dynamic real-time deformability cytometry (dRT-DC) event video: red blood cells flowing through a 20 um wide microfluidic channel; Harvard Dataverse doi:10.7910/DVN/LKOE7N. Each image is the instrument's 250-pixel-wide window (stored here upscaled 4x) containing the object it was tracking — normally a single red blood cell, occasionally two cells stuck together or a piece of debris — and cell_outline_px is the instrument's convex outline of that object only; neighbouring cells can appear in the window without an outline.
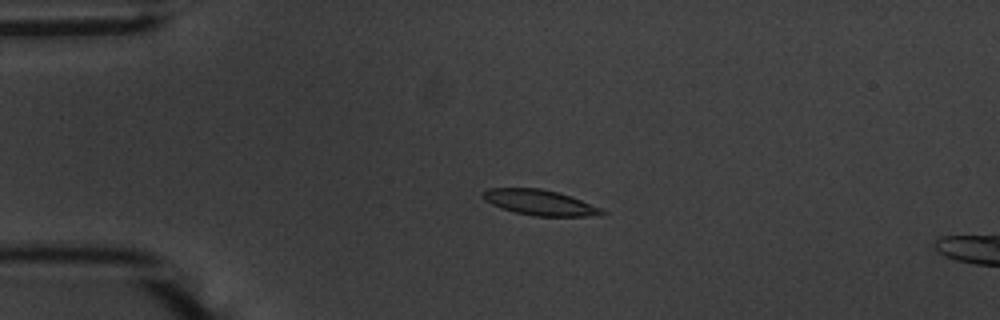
{"species": "common noctule bat (a hibernating species)", "species_latin": "Nyctalus noctula", "temperature_condition": "warm", "stored_images_in_passage": 18, "camera_frame_rate_fps": 3000, "um_per_image_px": 0.085, "animal": {"sex": "male", "body_mass_g": 20.1, "forearm_length_mm": 53.5}, "frame": {"image": 1, "passage_image": 13, "time_ms": 4.0, "image_size_px": [1000, 320], "cell_outline_px": [[608, 212], [604, 216], [536, 216], [516, 212], [500, 208], [484, 200], [480, 196], [480, 192], [488, 188], [540, 188], [572, 196], [600, 208]], "centroid_in_image_um": [45.88, 17.21], "position_along_channel_um": 39.1, "area_um2": 17.8}}